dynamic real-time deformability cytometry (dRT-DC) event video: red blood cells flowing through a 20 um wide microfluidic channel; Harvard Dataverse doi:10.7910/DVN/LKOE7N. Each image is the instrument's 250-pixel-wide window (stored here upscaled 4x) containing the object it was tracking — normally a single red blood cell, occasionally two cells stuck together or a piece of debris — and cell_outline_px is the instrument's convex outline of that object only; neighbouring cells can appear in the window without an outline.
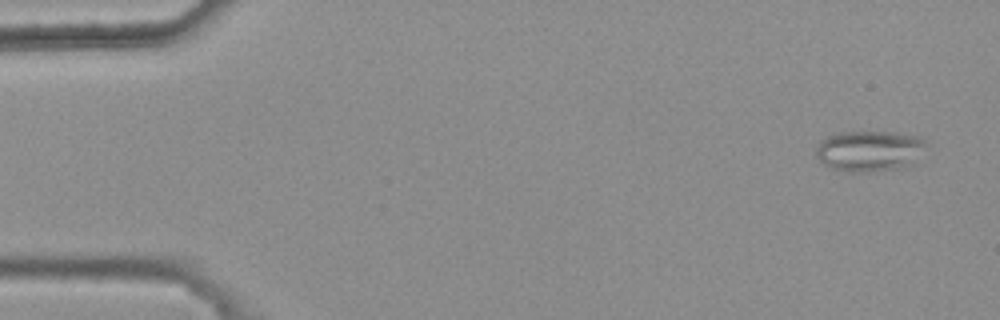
{"species": "common noctule bat (a hibernating species)", "species_latin": "Nyctalus noctula", "temperature_condition": "warm", "stored_images_in_passage": 4, "camera_frame_rate_fps": 3000, "um_per_image_px": 0.085, "animal": {"sex": "female", "body_mass_g": 25.1}, "frame": {"image": 1, "passage_image": 1, "time_ms": 0.0, "image_size_px": [1000, 320], "cell_outline_px": [[928, 144], [912, 164], [904, 168], [872, 172], [848, 172], [832, 168], [824, 164], [816, 156], [816, 148], [820, 140], [828, 136], [840, 132], [896, 132], [920, 136], [928, 140]], "centroid_in_image_um": [73.94, 12.83], "position_along_channel_um": 11.1, "area_um2": 26.65}}